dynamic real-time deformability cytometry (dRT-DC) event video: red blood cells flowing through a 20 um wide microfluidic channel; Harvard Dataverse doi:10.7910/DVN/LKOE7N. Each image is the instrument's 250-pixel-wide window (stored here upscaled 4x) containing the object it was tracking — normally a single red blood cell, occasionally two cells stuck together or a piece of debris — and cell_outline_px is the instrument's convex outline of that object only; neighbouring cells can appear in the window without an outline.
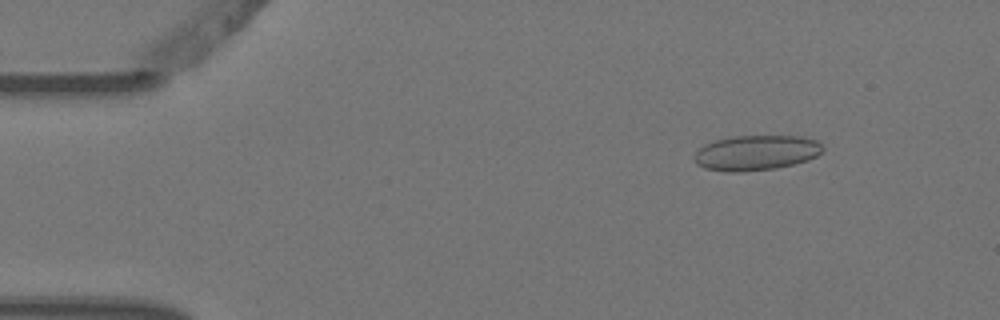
{"species": "Egyptian fruit bat (a non-hibernating species)", "species_latin": "Rousettus aegyptiacus", "temperature_condition": "warm", "stored_images_in_passage": 4, "camera_frame_rate_fps": 3000, "um_per_image_px": 0.085, "animal": {"sex": "female"}, "frame": {"image": 1, "passage_image": 2, "time_ms": 0.333, "image_size_px": [1000, 320], "cell_outline_px": [[824, 148], [816, 156], [808, 160], [776, 168], [740, 172], [728, 172], [704, 168], [696, 164], [696, 152], [704, 144], [716, 140], [732, 136], [800, 136], [816, 140]], "centroid_in_image_um": [64.26, 12.98], "position_along_channel_um": 20.7, "area_um2": 26.13}}